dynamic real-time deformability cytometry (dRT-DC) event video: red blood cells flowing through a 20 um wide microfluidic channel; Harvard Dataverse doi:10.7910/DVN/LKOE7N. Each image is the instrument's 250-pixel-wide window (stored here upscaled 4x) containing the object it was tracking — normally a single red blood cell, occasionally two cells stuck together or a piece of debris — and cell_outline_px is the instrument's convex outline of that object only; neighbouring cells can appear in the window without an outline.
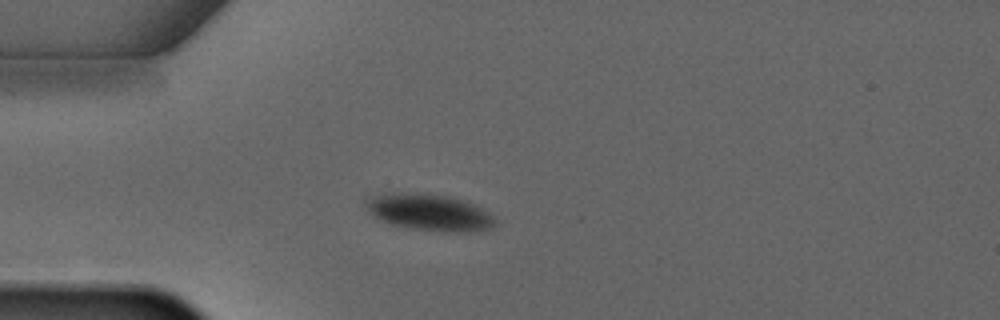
{"species": "common noctule bat (a hibernating species)", "species_latin": "Nyctalus noctula", "temperature_condition": "warm", "stored_images_in_passage": 3, "camera_frame_rate_fps": 3000, "um_per_image_px": 0.085, "animal": {"sex": "male", "forearm_length_mm": 52.5}, "frame": {"image": 1, "passage_image": 3, "time_ms": 3.0, "image_size_px": [1000, 320], "cell_outline_px": [[500, 220], [496, 224], [488, 228], [468, 232], [452, 232], [412, 228], [392, 224], [380, 220], [364, 204], [364, 200], [372, 196], [448, 196], [468, 200], [496, 216]], "centroid_in_image_um": [36.68, 18.1], "position_along_channel_um": 48.3, "area_um2": 26.36}}